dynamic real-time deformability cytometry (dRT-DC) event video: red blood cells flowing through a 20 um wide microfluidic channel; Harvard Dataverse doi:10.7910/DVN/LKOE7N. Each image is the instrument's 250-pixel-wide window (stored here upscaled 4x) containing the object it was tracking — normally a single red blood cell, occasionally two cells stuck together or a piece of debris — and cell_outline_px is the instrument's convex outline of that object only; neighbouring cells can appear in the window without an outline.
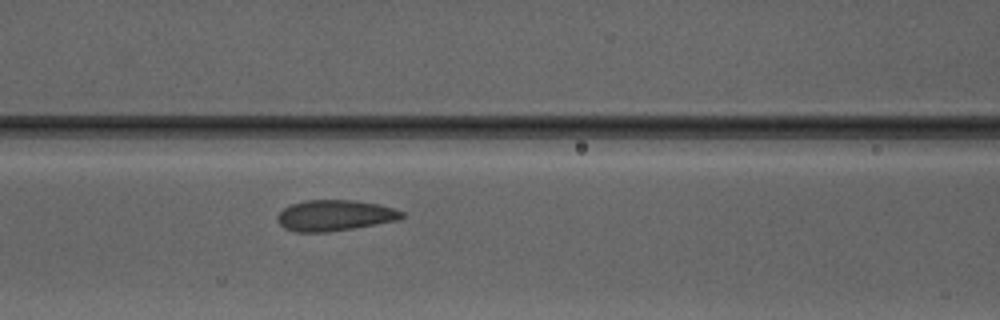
{"species": "Egyptian fruit bat (a non-hibernating species)", "species_latin": "Rousettus aegyptiacus", "temperature_condition": "warm", "stored_images_in_passage": 9, "camera_frame_rate_fps": 3000, "um_per_image_px": 0.085, "animal": {"sex": "male"}, "frame": {"image": 1, "passage_image": 8, "time_ms": 9.667, "image_size_px": [1000, 320], "cell_outline_px": [[404, 216], [400, 220], [328, 232], [296, 232], [284, 228], [280, 224], [276, 216], [284, 208], [292, 204], [304, 200], [352, 200], [380, 204], [404, 212]], "centroid_in_image_um": [28.46, 18.31], "position_along_channel_um": 138.1, "area_um2": 22.37}}